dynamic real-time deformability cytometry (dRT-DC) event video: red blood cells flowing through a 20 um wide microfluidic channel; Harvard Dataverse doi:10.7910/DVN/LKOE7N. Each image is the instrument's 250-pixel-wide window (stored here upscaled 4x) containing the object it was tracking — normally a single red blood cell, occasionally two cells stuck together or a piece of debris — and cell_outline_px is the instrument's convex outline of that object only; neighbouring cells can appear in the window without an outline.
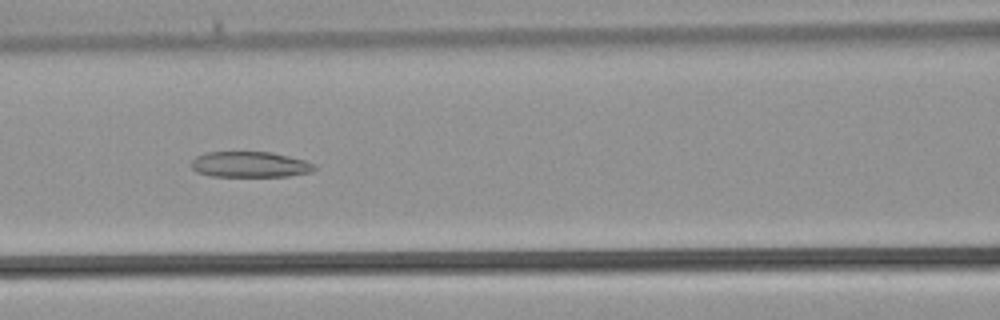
{"species": "common noctule bat (a hibernating species)", "species_latin": "Nyctalus noctula", "temperature_condition": "warm", "stored_images_in_passage": 37, "camera_frame_rate_fps": 3000, "um_per_image_px": 0.085, "animal": {"sex": "male", "body_mass_g": 21.5, "forearm_length_mm": 52.0}, "frame": {"image": 1, "passage_image": 15, "time_ms": 4.667, "image_size_px": [1000, 320], "cell_outline_px": [[316, 168], [312, 172], [288, 176], [208, 176], [196, 172], [192, 168], [192, 160], [196, 156], [204, 152], [272, 152], [304, 160], [316, 164]], "centroid_in_image_um": [21.24, 13.98], "position_along_channel_um": 145.4, "area_um2": 18.55}}
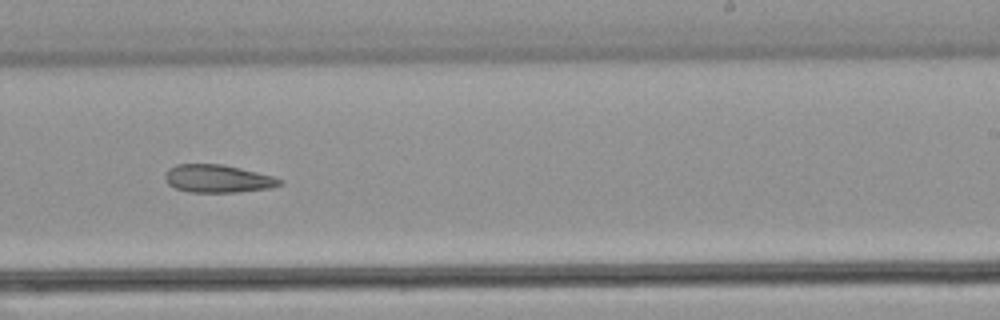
{"frame": {"image": 2, "passage_image": 22, "time_ms": 7.0, "image_size_px": [1000, 320], "cell_outline_px": [[284, 184], [272, 188], [236, 192], [188, 192], [176, 188], [168, 184], [164, 176], [168, 168], [176, 164], [220, 164], [240, 168], [272, 176], [284, 180]], "centroid_in_image_um": [18.52, 15.19], "position_along_channel_um": 270.5, "area_um2": 18.67}}
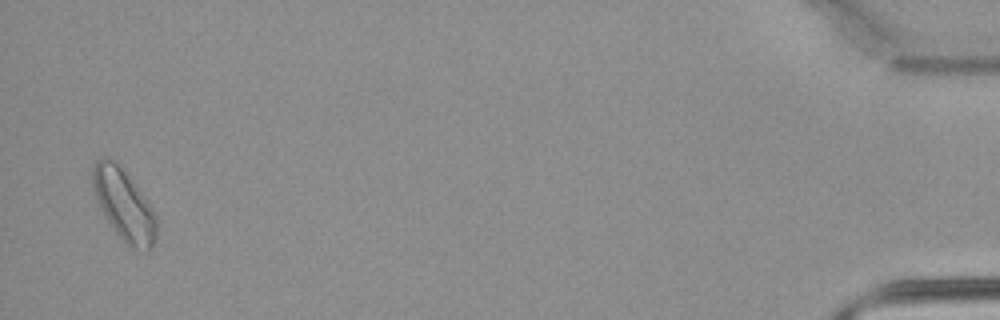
{"frame": {"image": 3, "passage_image": 36, "time_ms": 11.667, "image_size_px": [1000, 320], "cell_outline_px": [[160, 220], [156, 236], [152, 248], [148, 252], [128, 248], [112, 228], [104, 216], [96, 200], [92, 188], [92, 168], [96, 160], [104, 156], [108, 156], [116, 160], [140, 192]], "centroid_in_image_um": [10.54, 17.45], "position_along_channel_um": 424.7, "area_um2": 27.11}}